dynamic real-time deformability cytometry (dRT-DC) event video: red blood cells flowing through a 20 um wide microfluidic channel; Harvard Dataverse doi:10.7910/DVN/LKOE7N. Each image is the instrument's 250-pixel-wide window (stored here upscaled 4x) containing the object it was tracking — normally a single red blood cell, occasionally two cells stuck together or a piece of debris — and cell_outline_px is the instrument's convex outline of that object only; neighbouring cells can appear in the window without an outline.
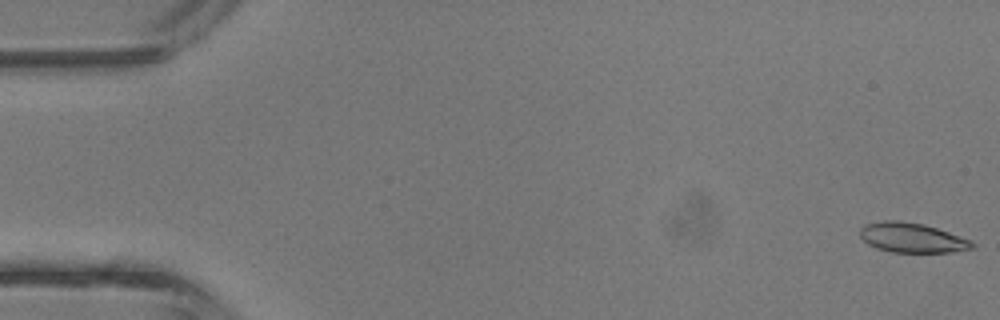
{"species": "common noctule bat (a hibernating species)", "species_latin": "Nyctalus noctula", "temperature_condition": "room temperature", "stored_images_in_passage": 42, "camera_frame_rate_fps": 3000, "um_per_image_px": 0.085, "animal": {"sex": "male", "body_mass_g": 13.3}, "frame": {"image": 1, "passage_image": 1, "time_ms": 0.0, "image_size_px": [1000, 320], "cell_outline_px": [[976, 248], [952, 252], [892, 252], [876, 248], [868, 244], [860, 236], [860, 228], [864, 224], [884, 220], [900, 220], [924, 224], [972, 240], [976, 244]], "centroid_in_image_um": [77.54, 20.2], "position_along_channel_um": 7.5, "area_um2": 19.59}}
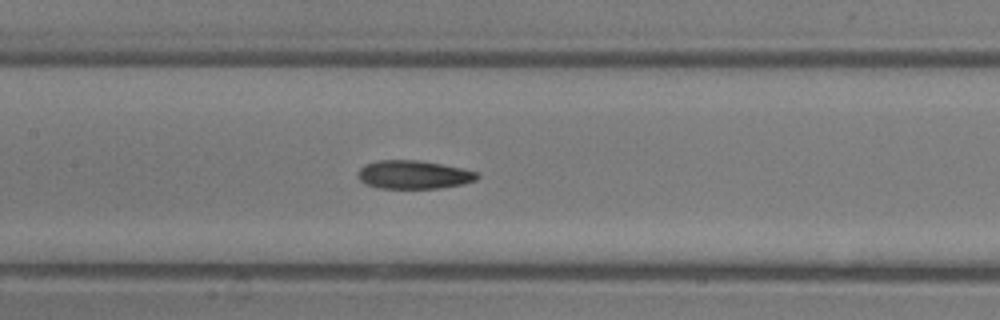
{"frame": {"image": 2, "passage_image": 20, "time_ms": 6.333, "image_size_px": [1000, 320], "cell_outline_px": [[480, 176], [476, 180], [464, 184], [440, 188], [380, 188], [364, 184], [356, 176], [356, 172], [364, 164], [380, 160], [416, 160], [440, 164], [480, 172]], "centroid_in_image_um": [35.14, 14.85], "position_along_channel_um": 172.3, "area_um2": 19.88}}
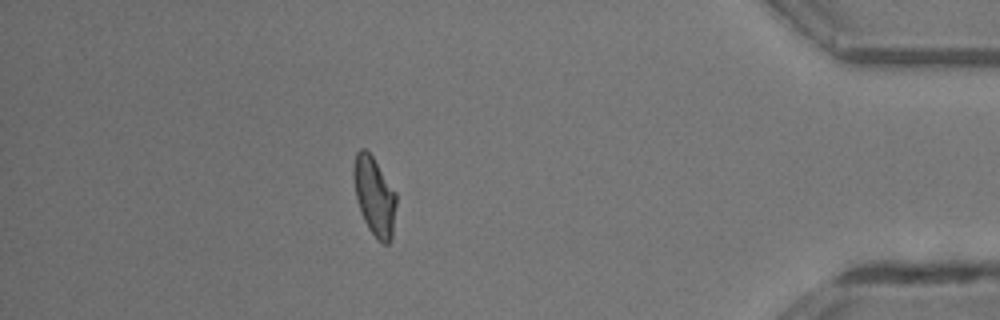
{"frame": {"image": 3, "passage_image": 37, "time_ms": 12.0, "image_size_px": [1000, 320], "cell_outline_px": [[396, 204], [392, 240], [388, 244], [384, 244], [376, 240], [368, 228], [360, 212], [356, 200], [352, 176], [352, 172], [356, 152], [360, 148], [364, 148], [372, 156], [396, 192]], "centroid_in_image_um": [31.81, 16.7], "position_along_channel_um": 403.4, "area_um2": 19.83}, "authors_computed_cell_mechanics": {"area_um2": 19.7676, "velocity_mm_per_s": 4.9283, "shape_relaxation_time_tau1_ms": null, "shape_relaxation_time_tau2_ms": 3.6361, "deformation_change_tau1": null, "deformation_change_tau2": 0.1286}}